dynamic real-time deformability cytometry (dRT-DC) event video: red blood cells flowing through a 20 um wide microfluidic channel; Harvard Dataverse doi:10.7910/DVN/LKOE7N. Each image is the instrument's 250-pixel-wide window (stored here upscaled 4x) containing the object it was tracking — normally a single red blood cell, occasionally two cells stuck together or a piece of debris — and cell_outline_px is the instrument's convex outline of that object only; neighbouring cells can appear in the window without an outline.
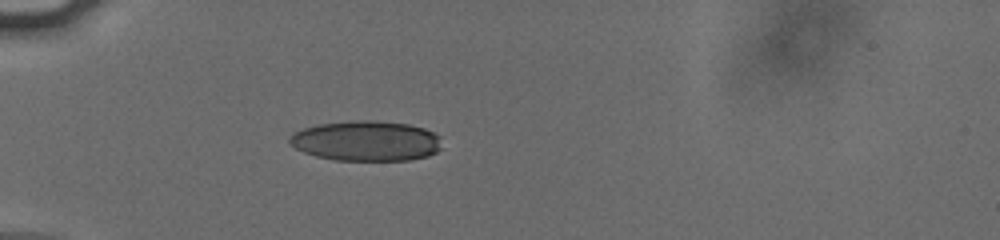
{"species": "human", "species_latin": "Homo sapiens", "temperature_condition": "cold", "stored_images_in_passage": 38, "camera_frame_rate_fps": 3000, "um_per_image_px": 0.085, "donor": {"sex": "male"}, "frame": {"image": 1, "passage_image": 1, "time_ms": 0.0, "image_size_px": [1000, 240], "cell_outline_px": [[440, 148], [436, 152], [428, 156], [408, 160], [336, 160], [316, 156], [304, 152], [296, 148], [288, 140], [288, 136], [292, 132], [304, 128], [320, 124], [360, 120], [372, 120], [408, 124], [424, 128], [440, 136]], "centroid_in_image_um": [31.12, 11.98], "position_along_channel_um": 53.9, "area_um2": 35.55}}
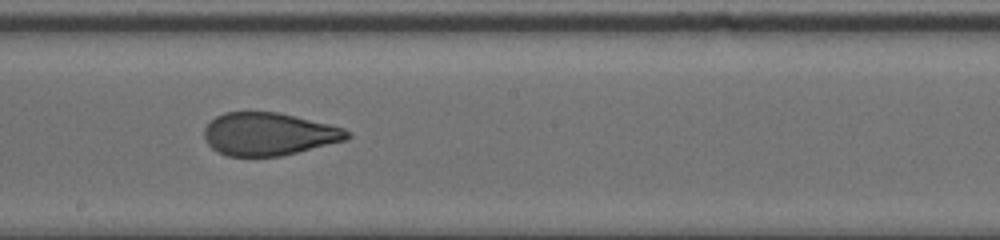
{"frame": {"image": 2, "passage_image": 16, "time_ms": 5.0, "image_size_px": [1000, 240], "cell_outline_px": [[352, 136], [344, 140], [280, 156], [228, 156], [212, 148], [208, 144], [204, 136], [204, 128], [216, 116], [224, 112], [276, 112], [328, 124], [344, 128]], "centroid_in_image_um": [22.81, 11.39], "position_along_channel_um": 225.4, "area_um2": 35.08}}
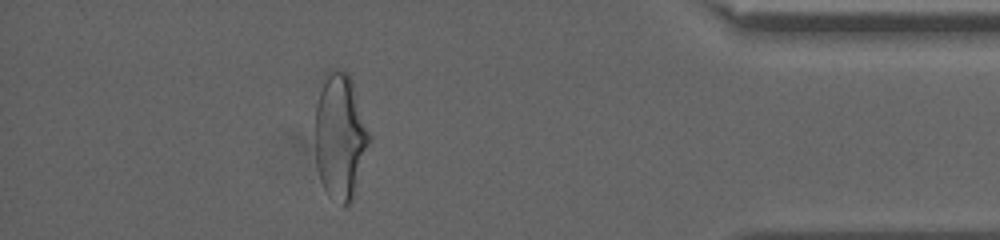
{"frame": {"image": 3, "passage_image": 33, "time_ms": 10.667, "image_size_px": [1000, 240], "cell_outline_px": [[372, 140], [352, 200], [348, 208], [344, 208], [328, 196], [320, 180], [316, 164], [316, 104], [324, 72], [332, 68], [336, 68], [348, 72], [352, 80], [372, 136]], "centroid_in_image_um": [28.94, 11.6], "position_along_channel_um": 406.3, "area_um2": 40.69}, "authors_computed_cell_mechanics": {"area_um2": 37.3388, "velocity_mm_per_s": 3.8174, "shape_relaxation_time_tau1_ms": 6.151, "shape_relaxation_time_tau2_ms": 1.0701, "deformation_change_tau1": 0.189, "deformation_change_tau2": 0.0752}}